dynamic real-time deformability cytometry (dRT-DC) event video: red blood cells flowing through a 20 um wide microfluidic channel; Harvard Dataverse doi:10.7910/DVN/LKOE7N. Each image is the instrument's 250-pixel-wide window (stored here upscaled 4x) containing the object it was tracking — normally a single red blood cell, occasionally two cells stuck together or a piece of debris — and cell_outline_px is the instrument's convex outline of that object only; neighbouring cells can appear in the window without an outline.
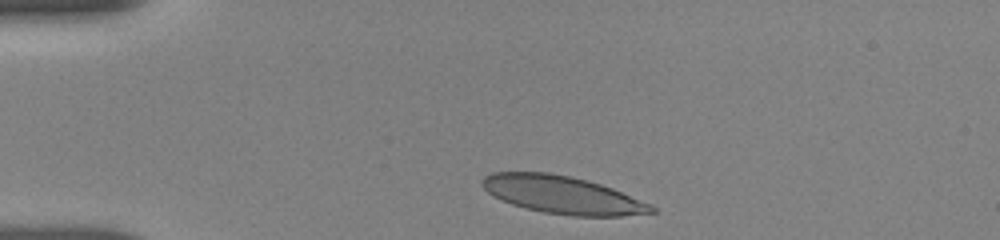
{"species": "human", "species_latin": "Homo sapiens", "temperature_condition": "room temperature", "stored_images_in_passage": 3, "camera_frame_rate_fps": 3000, "um_per_image_px": 0.085, "donor": {"sex": "female"}, "frame": {"image": 1, "passage_image": 1, "time_ms": 0.0, "image_size_px": [1000, 240], "cell_outline_px": [[656, 212], [620, 216], [572, 216], [544, 212], [512, 204], [492, 196], [480, 184], [480, 180], [484, 176], [492, 172], [548, 172], [588, 180], [612, 188], [652, 204], [656, 208]], "centroid_in_image_um": [47.8, 16.56], "position_along_channel_um": 37.2, "area_um2": 37.17}}